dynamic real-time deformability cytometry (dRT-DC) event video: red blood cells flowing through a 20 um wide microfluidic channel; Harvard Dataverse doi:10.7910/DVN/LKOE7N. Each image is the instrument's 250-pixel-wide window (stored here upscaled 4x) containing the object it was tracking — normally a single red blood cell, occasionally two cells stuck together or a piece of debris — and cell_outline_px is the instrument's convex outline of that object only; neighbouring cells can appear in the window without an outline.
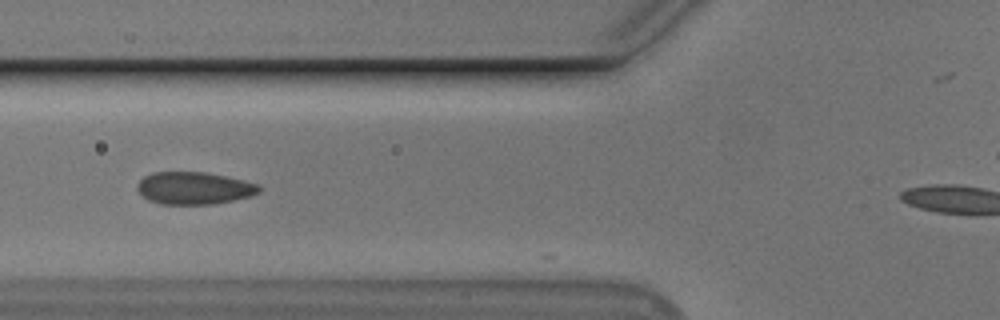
{"species": "Egyptian fruit bat (a non-hibernating species)", "species_latin": "Rousettus aegyptiacus", "temperature_condition": "cold", "stored_images_in_passage": 12, "camera_frame_rate_fps": 3000, "um_per_image_px": 0.085, "animal": {"sex": "male"}, "frame": {"image": 1, "passage_image": 6, "time_ms": 1.667, "image_size_px": [1000, 320], "cell_outline_px": [[260, 192], [252, 196], [212, 204], [160, 204], [148, 200], [136, 188], [136, 184], [144, 176], [152, 172], [204, 172], [224, 176], [260, 184]], "centroid_in_image_um": [16.48, 15.99], "position_along_channel_um": 109.3, "area_um2": 22.95}}
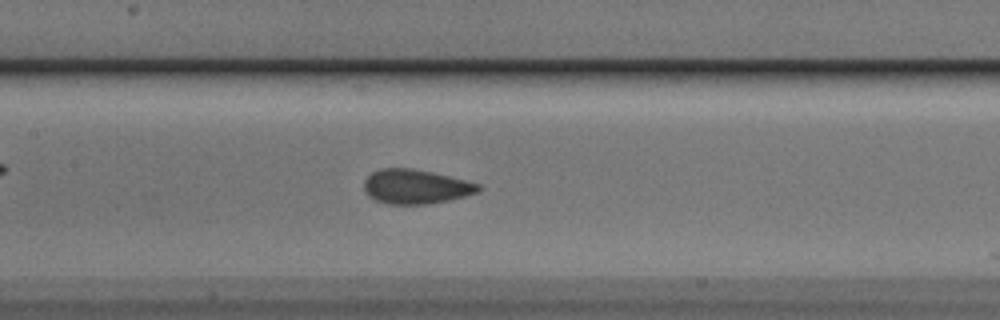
{"frame": {"image": 2, "passage_image": 11, "time_ms": 3.333, "image_size_px": [1000, 320], "cell_outline_px": [[484, 188], [480, 192], [448, 200], [428, 204], [388, 204], [376, 200], [368, 196], [364, 192], [364, 180], [372, 172], [380, 168], [412, 168], [432, 172], [480, 184]], "centroid_in_image_um": [35.33, 15.86], "position_along_channel_um": 172.1, "area_um2": 23.0}}